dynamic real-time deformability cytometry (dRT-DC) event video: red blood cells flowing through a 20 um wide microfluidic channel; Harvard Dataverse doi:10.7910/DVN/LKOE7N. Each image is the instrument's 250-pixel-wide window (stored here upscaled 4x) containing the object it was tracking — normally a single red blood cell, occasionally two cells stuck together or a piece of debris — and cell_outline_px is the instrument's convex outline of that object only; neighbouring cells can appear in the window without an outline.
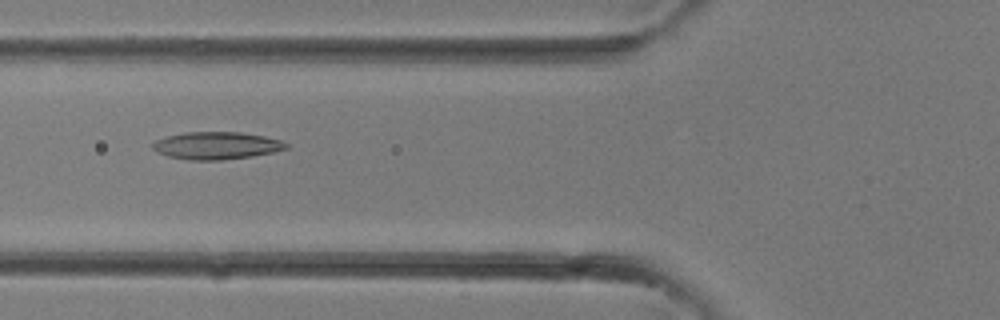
{"species": "common noctule bat (a hibernating species)", "species_latin": "Nyctalus noctula", "temperature_condition": "room temperature", "stored_images_in_passage": 33, "camera_frame_rate_fps": 3000, "um_per_image_px": 0.085, "animal": {"sex": "female"}, "frame": {"image": 1, "passage_image": 13, "time_ms": 4.0, "image_size_px": [1000, 320], "cell_outline_px": [[288, 148], [272, 152], [252, 156], [220, 160], [188, 160], [168, 156], [156, 152], [152, 148], [152, 144], [156, 140], [168, 136], [184, 132], [240, 132], [264, 136], [280, 140], [288, 144]], "centroid_in_image_um": [18.38, 12.37], "position_along_channel_um": 107.4, "area_um2": 21.27}}
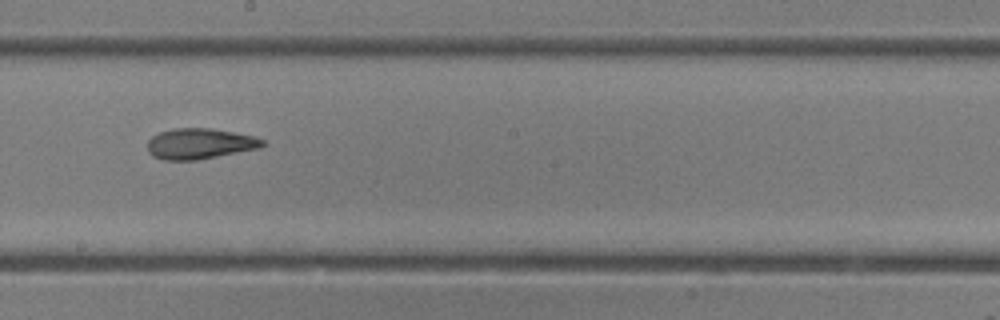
{"frame": {"image": 2, "passage_image": 19, "time_ms": 6.0, "image_size_px": [1000, 320], "cell_outline_px": [[268, 144], [260, 148], [196, 160], [164, 160], [152, 156], [148, 152], [148, 140], [152, 136], [160, 132], [172, 128], [212, 128], [256, 136], [264, 140]], "centroid_in_image_um": [17.0, 12.21], "position_along_channel_um": 231.2, "area_um2": 20.75}}
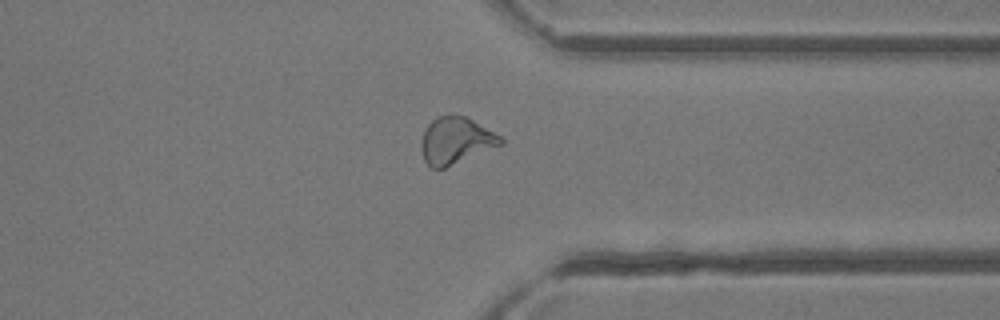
{"frame": {"image": 3, "passage_image": 26, "time_ms": 8.333, "image_size_px": [1000, 320], "cell_outline_px": [[504, 144], [444, 168], [432, 168], [424, 160], [420, 148], [420, 144], [424, 132], [428, 124], [436, 116], [464, 116], [472, 120], [500, 136], [504, 140]], "centroid_in_image_um": [38.72, 11.97], "position_along_channel_um": 372.7, "area_um2": 21.33}}